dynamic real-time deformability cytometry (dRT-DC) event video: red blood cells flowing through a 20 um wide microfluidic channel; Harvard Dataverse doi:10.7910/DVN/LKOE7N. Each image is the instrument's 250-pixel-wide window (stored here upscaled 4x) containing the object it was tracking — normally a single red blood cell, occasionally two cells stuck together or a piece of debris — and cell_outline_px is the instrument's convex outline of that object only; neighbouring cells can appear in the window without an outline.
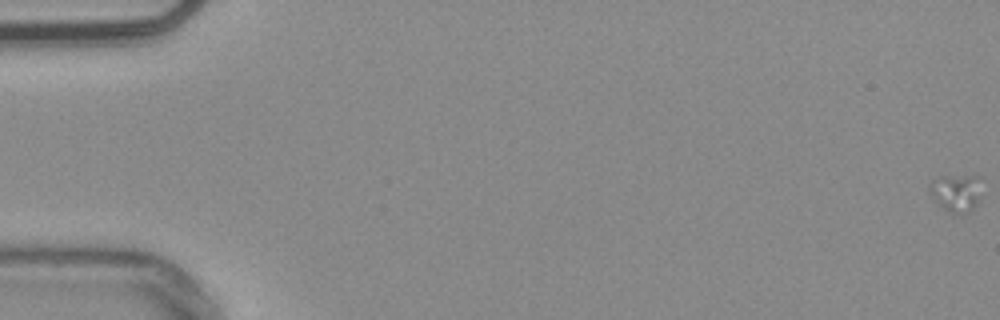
{"species": "common noctule bat (a hibernating species)", "species_latin": "Nyctalus noctula", "temperature_condition": "warm", "stored_images_in_passage": 23, "camera_frame_rate_fps": 3000, "um_per_image_px": 0.085, "animal": {"sex": "male", "body_mass_g": 20.4}, "frame": {"image": 1, "passage_image": 1, "time_ms": 0.0, "image_size_px": [1000, 320], "cell_outline_px": [[980, 200], [964, 216], [948, 212], [932, 196], [928, 184], [932, 180], [944, 176], [980, 176]], "centroid_in_image_um": [81.3, 16.4], "position_along_channel_um": 3.7, "area_um2": 11.39}}